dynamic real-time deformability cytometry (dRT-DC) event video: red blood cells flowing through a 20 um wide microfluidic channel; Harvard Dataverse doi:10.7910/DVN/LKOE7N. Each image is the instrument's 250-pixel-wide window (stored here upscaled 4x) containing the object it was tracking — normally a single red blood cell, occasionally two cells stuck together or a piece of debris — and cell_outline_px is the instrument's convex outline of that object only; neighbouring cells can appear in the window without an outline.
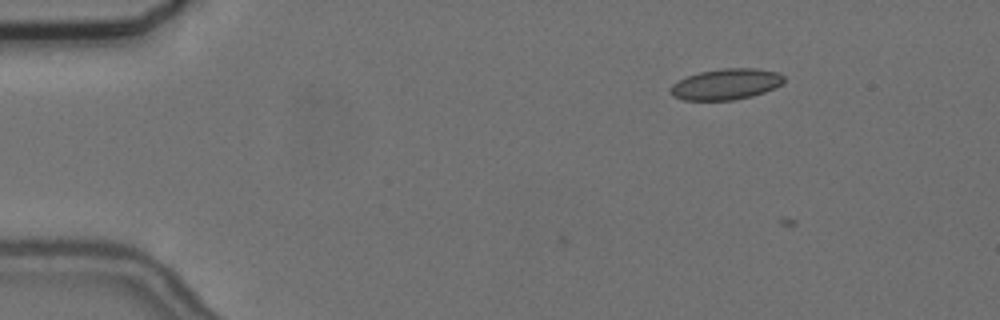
{"species": "common noctule bat (a hibernating species)", "species_latin": "Nyctalus noctula", "temperature_condition": "cold", "stored_images_in_passage": 3, "camera_frame_rate_fps": 3000, "um_per_image_px": 0.085, "animal": {"sex": "female", "body_mass_g": 24.6, "forearm_length_mm": 56.2}, "frame": {"image": 1, "passage_image": 1, "time_ms": 0.0, "image_size_px": [1000, 320], "cell_outline_px": [[784, 80], [780, 84], [764, 92], [752, 96], [732, 100], [684, 100], [672, 96], [668, 92], [668, 88], [672, 84], [688, 76], [700, 72], [720, 68], [756, 68], [780, 72], [784, 76]], "centroid_in_image_um": [61.68, 7.15], "position_along_channel_um": 23.3, "area_um2": 20.52}}